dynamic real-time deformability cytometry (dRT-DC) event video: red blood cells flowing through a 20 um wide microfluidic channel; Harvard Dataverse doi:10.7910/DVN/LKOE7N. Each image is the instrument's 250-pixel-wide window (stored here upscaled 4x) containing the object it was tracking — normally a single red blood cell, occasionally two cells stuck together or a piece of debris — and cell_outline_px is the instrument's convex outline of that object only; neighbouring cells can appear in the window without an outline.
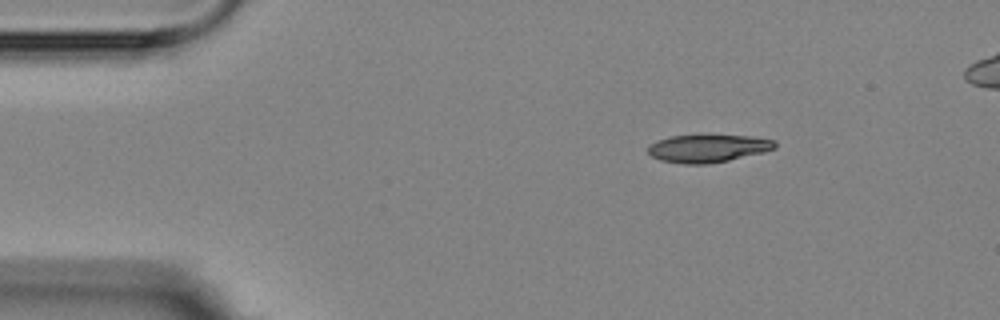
{"species": "Egyptian fruit bat (a non-hibernating species)", "species_latin": "Rousettus aegyptiacus", "temperature_condition": "room temperature", "stored_images_in_passage": 2, "camera_frame_rate_fps": 3000, "um_per_image_px": 0.085, "animal": {"sex": "female"}, "frame": {"image": 1, "passage_image": 2, "time_ms": 2.333, "image_size_px": [1000, 320], "cell_outline_px": [[776, 148], [764, 152], [728, 160], [704, 164], [684, 164], [660, 160], [652, 156], [648, 152], [648, 144], [656, 140], [672, 136], [708, 132], [752, 136], [776, 140]], "centroid_in_image_um": [60.18, 12.55], "position_along_channel_um": 24.8, "area_um2": 21.5}}